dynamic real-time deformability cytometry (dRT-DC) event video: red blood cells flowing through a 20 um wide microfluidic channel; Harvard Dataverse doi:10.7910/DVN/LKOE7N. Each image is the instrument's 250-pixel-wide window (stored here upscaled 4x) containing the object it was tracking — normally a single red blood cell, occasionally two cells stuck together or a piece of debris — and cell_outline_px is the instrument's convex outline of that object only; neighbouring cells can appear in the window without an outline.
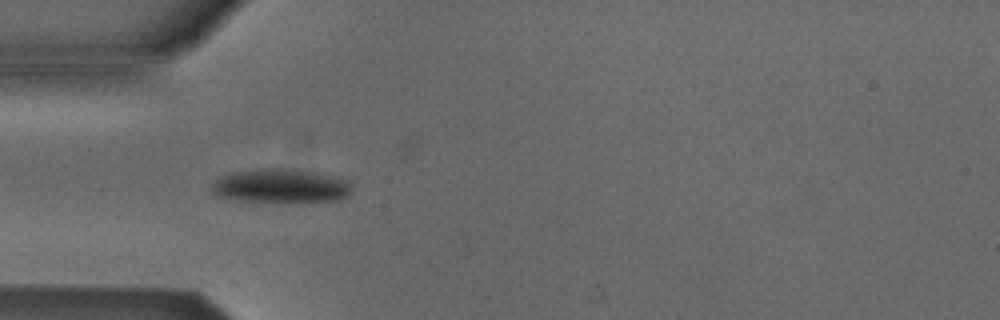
{"species": "Egyptian fruit bat (a non-hibernating species)", "species_latin": "Rousettus aegyptiacus", "temperature_condition": "cold", "stored_images_in_passage": 4, "camera_frame_rate_fps": 3000, "um_per_image_px": 0.085, "animal": {"sex": "male"}, "frame": {"image": 1, "passage_image": 4, "time_ms": 3.667, "image_size_px": [1000, 320], "cell_outline_px": [[352, 192], [348, 196], [340, 200], [236, 200], [216, 196], [212, 192], [212, 184], [220, 176], [232, 172], [268, 168], [280, 168], [316, 172], [336, 176], [352, 180]], "centroid_in_image_um": [23.92, 15.77], "position_along_channel_um": 61.1, "area_um2": 27.34}}